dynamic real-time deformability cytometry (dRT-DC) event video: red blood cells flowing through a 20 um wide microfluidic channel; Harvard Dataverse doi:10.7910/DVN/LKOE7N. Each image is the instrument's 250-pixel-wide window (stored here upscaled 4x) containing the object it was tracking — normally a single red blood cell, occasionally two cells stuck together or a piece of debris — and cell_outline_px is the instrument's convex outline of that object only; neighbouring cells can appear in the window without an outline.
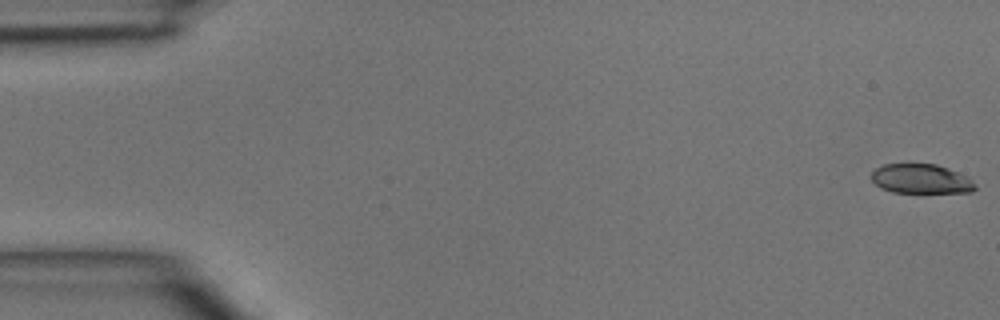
{"species": "common noctule bat (a hibernating species)", "species_latin": "Nyctalus noctula", "temperature_condition": "room temperature", "stored_images_in_passage": 47, "camera_frame_rate_fps": 3000, "um_per_image_px": 0.085, "animal": {"sex": "male", "body_mass_g": 15.6}, "frame": {"image": 1, "passage_image": 1, "time_ms": 0.0, "image_size_px": [1000, 320], "cell_outline_px": [[976, 188], [972, 192], [892, 192], [880, 188], [868, 176], [876, 168], [884, 164], [936, 164], [948, 168], [968, 176], [972, 180]], "centroid_in_image_um": [78.26, 15.2], "position_along_channel_um": 6.7, "area_um2": 17.86}}
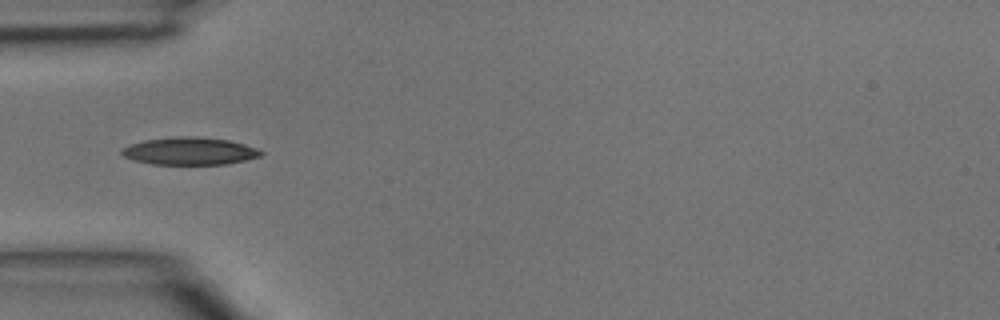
{"frame": {"image": 2, "passage_image": 15, "time_ms": 4.667, "image_size_px": [1000, 320], "cell_outline_px": [[264, 152], [260, 156], [244, 160], [224, 164], [152, 164], [136, 160], [124, 156], [120, 152], [120, 148], [144, 140], [176, 136], [196, 136], [228, 140], [244, 144], [256, 148]], "centroid_in_image_um": [16.1, 12.83], "position_along_channel_um": 68.9, "area_um2": 22.14}}
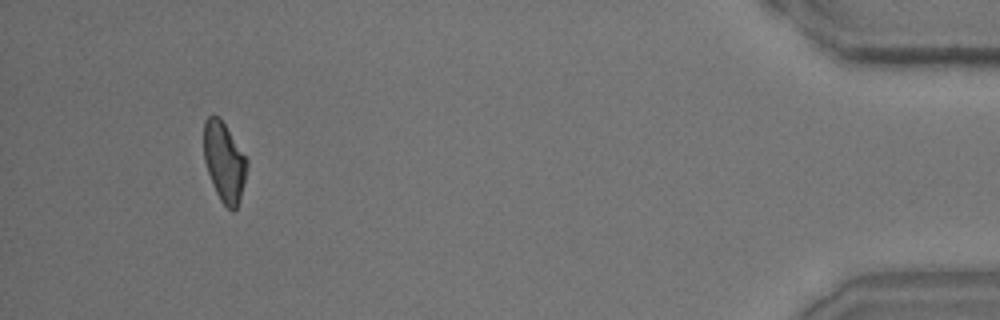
{"frame": {"image": 3, "passage_image": 44, "time_ms": 14.333, "image_size_px": [1000, 320], "cell_outline_px": [[248, 164], [240, 200], [236, 208], [232, 212], [220, 200], [212, 184], [204, 160], [204, 120], [212, 112], [220, 116], [248, 160]], "centroid_in_image_um": [19.05, 13.71], "position_along_channel_um": 416.1, "area_um2": 20.17}}